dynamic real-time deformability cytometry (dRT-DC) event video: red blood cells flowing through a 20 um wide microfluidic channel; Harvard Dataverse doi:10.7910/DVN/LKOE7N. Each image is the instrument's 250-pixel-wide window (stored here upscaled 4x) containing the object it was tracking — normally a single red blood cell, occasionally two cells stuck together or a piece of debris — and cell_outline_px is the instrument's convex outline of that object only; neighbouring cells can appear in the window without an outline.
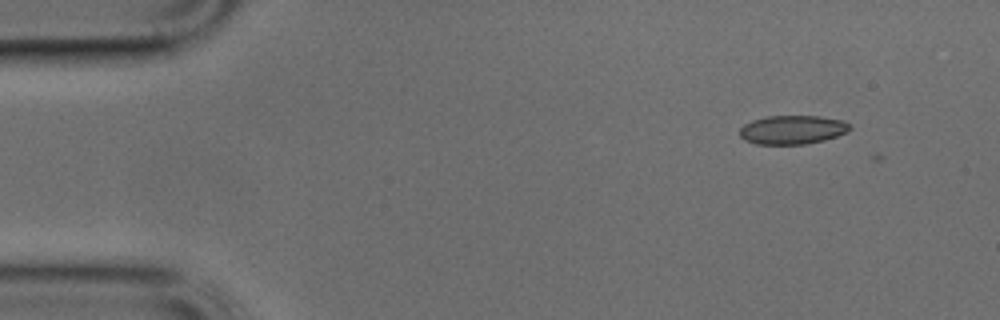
{"species": "common noctule bat (a hibernating species)", "species_latin": "Nyctalus noctula", "temperature_condition": "cold", "stored_images_in_passage": 39, "camera_frame_rate_fps": 3000, "um_per_image_px": 0.085, "animal": {"sex": "male", "body_mass_g": 17.9, "forearm_length_mm": 54.2}, "frame": {"image": 1, "passage_image": 2, "time_ms": 0.333, "image_size_px": [1000, 320], "cell_outline_px": [[852, 128], [848, 132], [824, 140], [804, 144], [756, 144], [744, 140], [740, 136], [740, 128], [744, 124], [752, 120], [768, 116], [820, 116], [844, 120]], "centroid_in_image_um": [67.36, 11.02], "position_along_channel_um": 17.6, "area_um2": 18.55}}
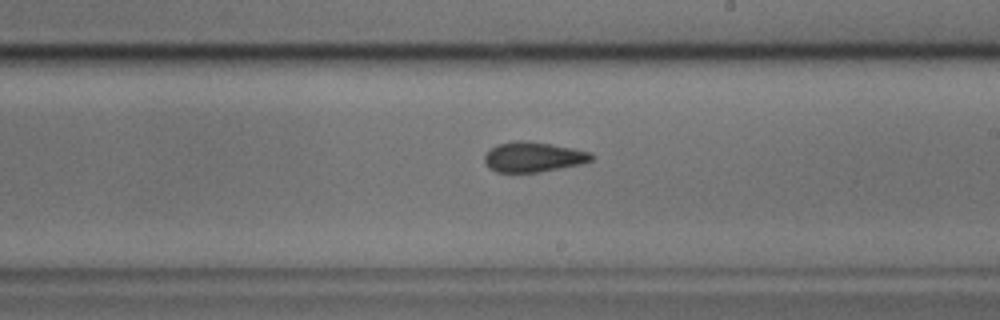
{"frame": {"image": 2, "passage_image": 25, "time_ms": 8.0, "image_size_px": [1000, 320], "cell_outline_px": [[596, 156], [592, 160], [580, 164], [540, 172], [496, 172], [488, 168], [484, 160], [484, 156], [496, 144], [516, 140], [524, 140], [552, 144], [592, 152]], "centroid_in_image_um": [45.34, 13.34], "position_along_channel_um": 243.7, "area_um2": 18.84}}
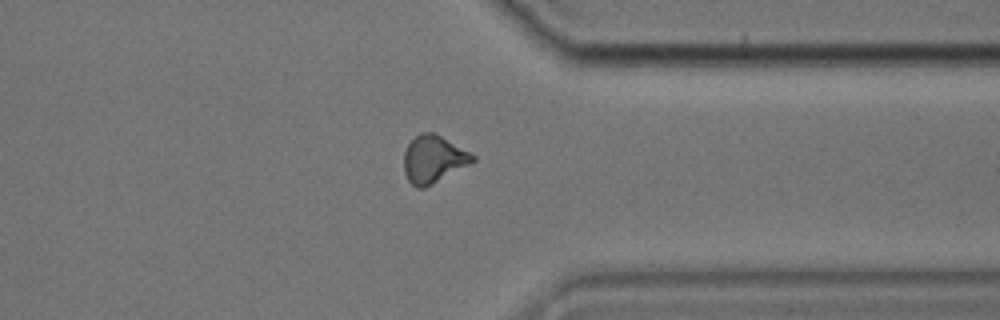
{"frame": {"image": 3, "passage_image": 35, "time_ms": 11.333, "image_size_px": [1000, 320], "cell_outline_px": [[476, 160], [432, 184], [424, 188], [416, 188], [408, 180], [404, 172], [404, 152], [408, 144], [420, 132], [432, 132], [472, 152], [476, 156]], "centroid_in_image_um": [36.84, 13.53], "position_along_channel_um": 374.6, "area_um2": 18.84}}